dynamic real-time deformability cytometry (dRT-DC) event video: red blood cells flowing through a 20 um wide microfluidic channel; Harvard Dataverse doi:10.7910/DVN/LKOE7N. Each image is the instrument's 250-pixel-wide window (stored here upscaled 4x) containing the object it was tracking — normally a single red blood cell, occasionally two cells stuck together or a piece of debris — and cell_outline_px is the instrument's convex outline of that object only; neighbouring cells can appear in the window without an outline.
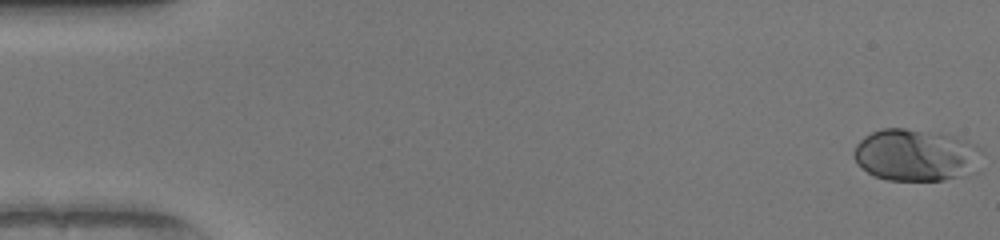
{"species": "human", "species_latin": "Homo sapiens", "temperature_condition": "warm", "stored_images_in_passage": 51, "camera_frame_rate_fps": 3000, "um_per_image_px": 0.085, "donor": {"sex": "female"}, "frame": {"image": 1, "passage_image": 1, "time_ms": 0.0, "image_size_px": [1000, 240], "cell_outline_px": [[984, 152], [980, 172], [944, 180], [888, 180], [872, 176], [852, 156], [852, 152], [856, 144], [864, 136], [880, 128], [904, 128], [956, 136], [968, 140], [976, 144]], "centroid_in_image_um": [77.94, 13.19], "position_along_channel_um": 7.1, "area_um2": 39.71}}
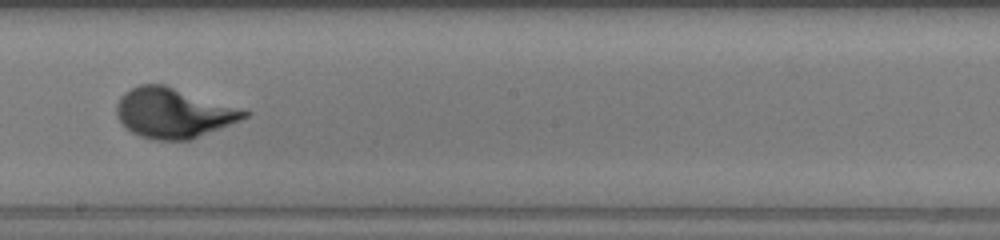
{"frame": {"image": 2, "passage_image": 29, "time_ms": 9.333, "image_size_px": [1000, 240], "cell_outline_px": [[252, 112], [248, 116], [240, 120], [220, 128], [188, 140], [152, 140], [140, 136], [124, 128], [116, 112], [116, 104], [120, 96], [124, 92], [140, 84], [164, 84]], "centroid_in_image_um": [14.7, 9.6], "position_along_channel_um": 233.5, "area_um2": 36.93}}
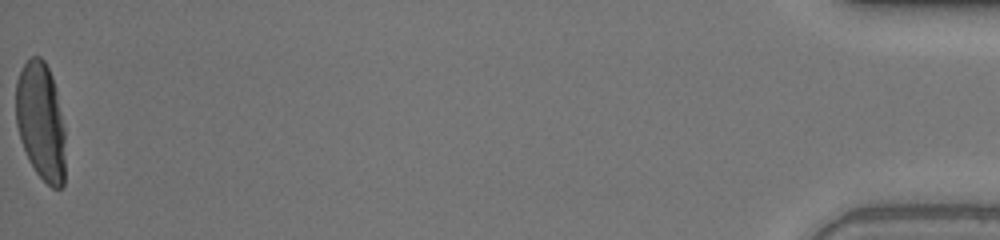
{"frame": {"image": 3, "passage_image": 51, "time_ms": 16.667, "image_size_px": [1000, 240], "cell_outline_px": [[64, 184], [60, 188], [52, 188], [36, 172], [28, 160], [20, 140], [16, 124], [16, 80], [24, 64], [32, 56], [40, 56], [44, 60], [52, 76], [56, 88], [64, 128]], "centroid_in_image_um": [3.46, 10.31], "position_along_channel_um": 431.7, "area_um2": 34.04}}